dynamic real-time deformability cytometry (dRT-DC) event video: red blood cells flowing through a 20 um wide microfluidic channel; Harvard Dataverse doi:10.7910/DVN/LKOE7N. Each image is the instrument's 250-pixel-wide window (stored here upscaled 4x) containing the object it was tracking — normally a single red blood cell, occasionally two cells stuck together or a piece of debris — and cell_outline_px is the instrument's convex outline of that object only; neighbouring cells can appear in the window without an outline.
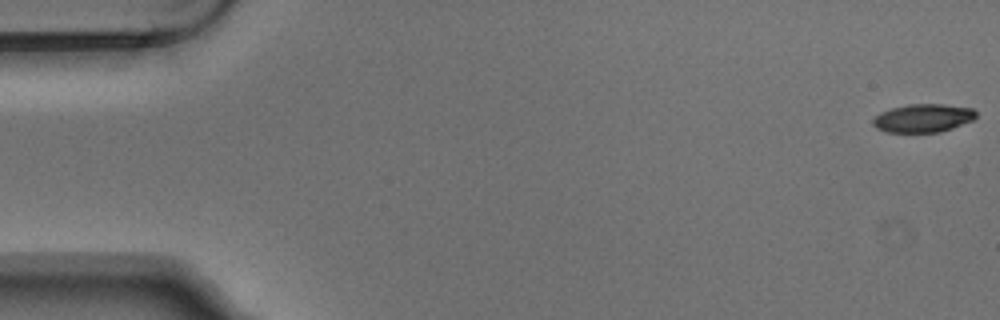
{"species": "Egyptian fruit bat (a non-hibernating species)", "species_latin": "Rousettus aegyptiacus", "temperature_condition": "warm", "stored_images_in_passage": 5, "camera_frame_rate_fps": 3000, "um_per_image_px": 0.085, "animal": {"sex": "male"}, "frame": {"image": 1, "passage_image": 1, "time_ms": 0.0, "image_size_px": [1000, 320], "cell_outline_px": [[976, 116], [972, 120], [952, 128], [940, 132], [888, 132], [876, 128], [872, 124], [872, 120], [880, 112], [892, 108], [908, 104], [944, 104], [972, 108], [976, 112]], "centroid_in_image_um": [78.45, 10.03], "position_along_channel_um": 6.6, "area_um2": 16.94}}
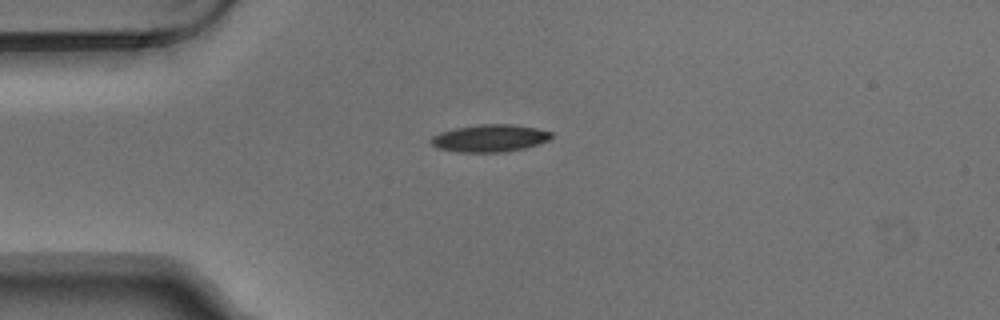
{"frame": {"image": 2, "passage_image": 4, "time_ms": 1.0, "image_size_px": [1000, 320], "cell_outline_px": [[552, 136], [548, 140], [524, 148], [500, 152], [456, 152], [436, 148], [428, 140], [432, 136], [440, 132], [456, 128], [480, 124], [512, 124], [536, 128], [552, 132]], "centroid_in_image_um": [41.58, 11.74], "position_along_channel_um": 43.4, "area_um2": 19.13}}